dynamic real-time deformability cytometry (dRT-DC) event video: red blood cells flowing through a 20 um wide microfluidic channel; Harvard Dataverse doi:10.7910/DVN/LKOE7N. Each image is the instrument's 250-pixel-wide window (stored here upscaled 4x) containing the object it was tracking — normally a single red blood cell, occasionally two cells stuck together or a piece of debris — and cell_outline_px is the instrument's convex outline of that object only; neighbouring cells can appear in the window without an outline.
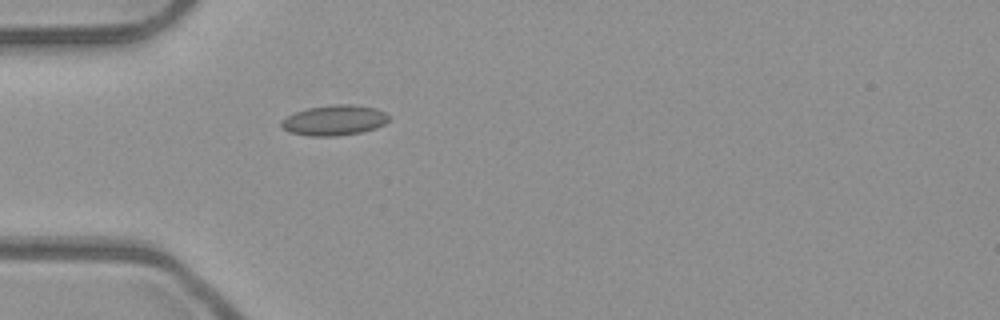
{"species": "common noctule bat (a hibernating species)", "species_latin": "Nyctalus noctula", "temperature_condition": "room temperature", "stored_images_in_passage": 1, "camera_frame_rate_fps": 3000, "um_per_image_px": 0.085, "animal": {"sex": "male", "body_mass_g": 23.1, "forearm_length_mm": 52.7}, "frame": {"image": 1, "passage_image": 1, "time_ms": 0.0, "image_size_px": [1000, 320], "cell_outline_px": [[388, 120], [384, 124], [376, 128], [360, 132], [336, 136], [308, 136], [288, 132], [280, 128], [280, 124], [288, 116], [296, 112], [308, 108], [332, 104], [352, 104], [376, 108], [384, 112], [388, 116]], "centroid_in_image_um": [28.4, 10.22], "position_along_channel_um": 56.6, "area_um2": 18.96}}